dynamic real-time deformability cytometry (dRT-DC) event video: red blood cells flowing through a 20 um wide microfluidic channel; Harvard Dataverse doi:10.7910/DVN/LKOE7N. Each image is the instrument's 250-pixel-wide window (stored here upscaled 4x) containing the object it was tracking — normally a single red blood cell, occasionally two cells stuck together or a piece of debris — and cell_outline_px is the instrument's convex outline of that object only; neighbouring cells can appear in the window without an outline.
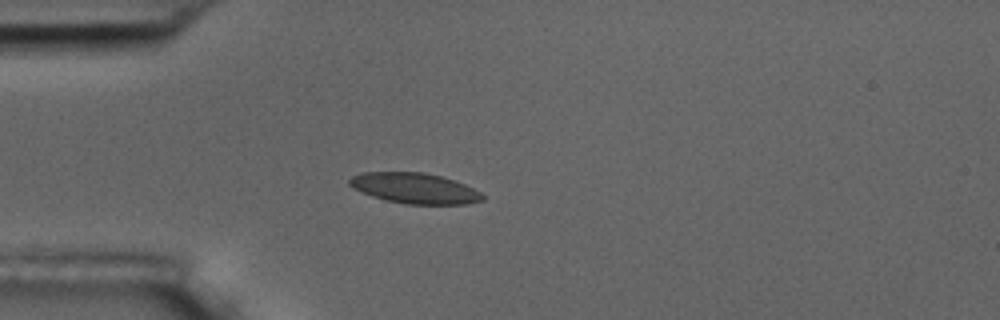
{"species": "common noctule bat (a hibernating species)", "species_latin": "Nyctalus noctula", "temperature_condition": "room temperature", "stored_images_in_passage": 4, "camera_frame_rate_fps": 3000, "um_per_image_px": 0.085, "animal": {"sex": "male", "body_mass_g": 17.5, "forearm_length_mm": 52.3}, "frame": {"image": 1, "passage_image": 3, "time_ms": 3.333, "image_size_px": [1000, 320], "cell_outline_px": [[484, 200], [468, 204], [404, 204], [372, 196], [352, 188], [348, 184], [348, 180], [352, 176], [364, 172], [424, 172], [440, 176], [464, 184], [480, 192], [484, 196]], "centroid_in_image_um": [35.23, 16.0], "position_along_channel_um": 49.8, "area_um2": 23.58}}